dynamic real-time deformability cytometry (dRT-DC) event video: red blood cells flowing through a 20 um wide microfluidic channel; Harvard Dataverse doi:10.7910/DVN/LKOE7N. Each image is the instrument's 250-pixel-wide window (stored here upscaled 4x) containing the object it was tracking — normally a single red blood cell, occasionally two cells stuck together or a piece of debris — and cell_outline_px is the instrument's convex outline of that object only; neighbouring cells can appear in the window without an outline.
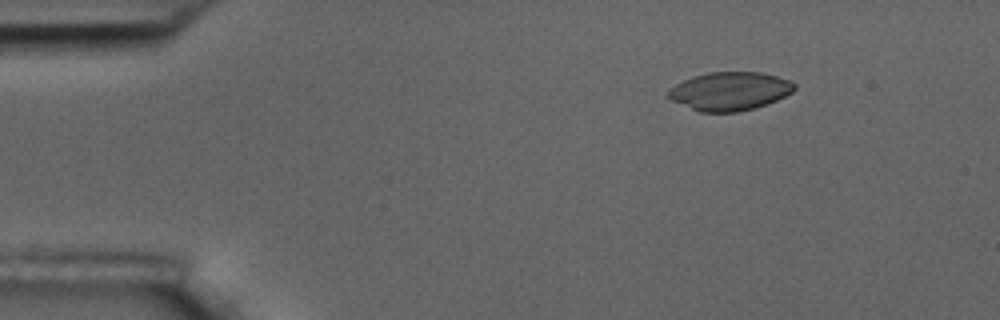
{"species": "common noctule bat (a hibernating species)", "species_latin": "Nyctalus noctula", "temperature_condition": "room temperature", "stored_images_in_passage": 51, "camera_frame_rate_fps": 3000, "um_per_image_px": 0.085, "animal": {"sex": "male", "body_mass_g": 17.5, "forearm_length_mm": 52.3}, "frame": {"image": 1, "passage_image": 3, "time_ms": 0.667, "image_size_px": [1000, 320], "cell_outline_px": [[796, 88], [792, 92], [776, 100], [756, 108], [736, 112], [700, 112], [672, 100], [664, 96], [676, 84], [692, 76], [708, 72], [760, 72], [792, 80], [796, 84]], "centroid_in_image_um": [62.05, 7.74], "position_along_channel_um": 23.0, "area_um2": 28.26}}
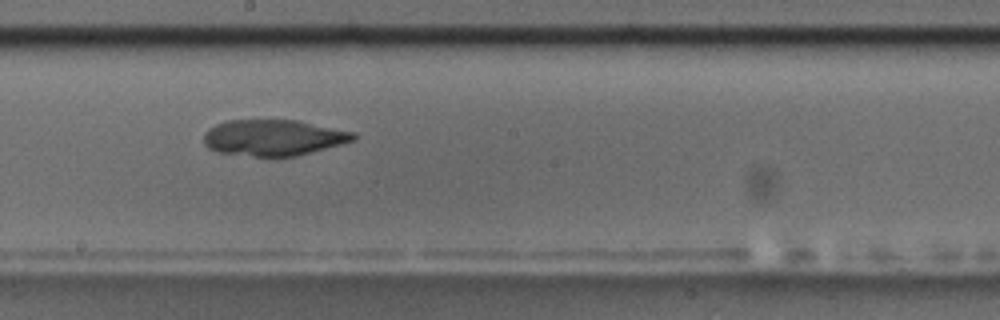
{"frame": {"image": 2, "passage_image": 26, "time_ms": 8.333, "image_size_px": [1000, 320], "cell_outline_px": [[356, 140], [296, 156], [256, 156], [216, 152], [208, 148], [204, 144], [204, 132], [208, 128], [216, 124], [228, 120], [296, 120], [356, 132]], "centroid_in_image_um": [23.23, 11.69], "position_along_channel_um": 225.0, "area_um2": 31.44}}
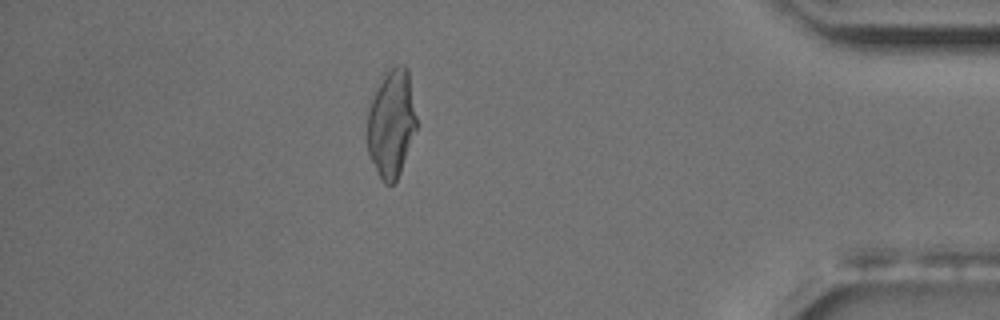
{"frame": {"image": 3, "passage_image": 44, "time_ms": 14.333, "image_size_px": [1000, 320], "cell_outline_px": [[416, 128], [400, 172], [396, 180], [392, 184], [384, 184], [368, 152], [368, 112], [372, 100], [384, 72], [388, 64], [392, 60], [404, 64], [408, 68], [416, 116]], "centroid_in_image_um": [33.28, 10.36], "position_along_channel_um": 401.9, "area_um2": 30.87}}